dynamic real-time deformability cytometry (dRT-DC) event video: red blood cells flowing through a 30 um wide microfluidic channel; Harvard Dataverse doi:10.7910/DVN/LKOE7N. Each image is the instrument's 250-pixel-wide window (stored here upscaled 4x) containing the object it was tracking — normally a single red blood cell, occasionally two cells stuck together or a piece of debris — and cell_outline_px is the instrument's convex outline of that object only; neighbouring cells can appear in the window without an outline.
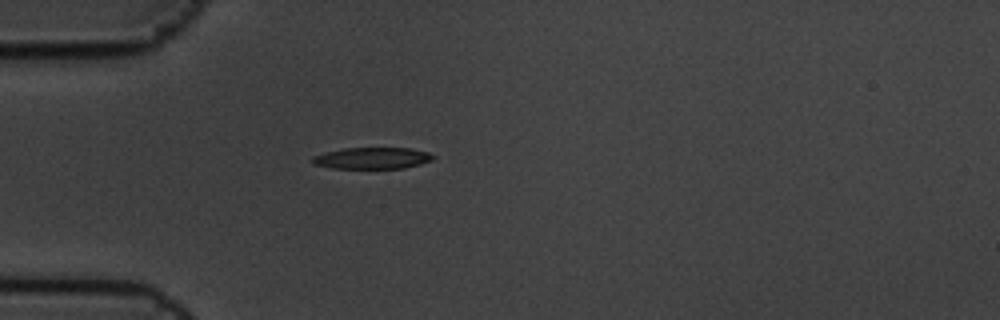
{"species": "common noctule bat (a hibernating species)", "species_latin": "Nyctalus noctula", "temperature_condition": "cold", "stored_images_in_passage": 4, "camera_frame_rate_fps": 3000, "um_per_image_px": 0.085, "animal": {"sex": "male", "body_mass_g": 19.5, "forearm_length_mm": 54.6}, "frame": {"image": 1, "passage_image": 3, "time_ms": 0.667, "image_size_px": [1000, 320], "cell_outline_px": [[436, 156], [432, 160], [420, 164], [404, 168], [332, 168], [312, 164], [312, 156], [324, 152], [344, 148], [412, 148], [428, 152]], "centroid_in_image_um": [31.64, 13.44], "position_along_channel_um": 53.4, "area_um2": 15.2}}